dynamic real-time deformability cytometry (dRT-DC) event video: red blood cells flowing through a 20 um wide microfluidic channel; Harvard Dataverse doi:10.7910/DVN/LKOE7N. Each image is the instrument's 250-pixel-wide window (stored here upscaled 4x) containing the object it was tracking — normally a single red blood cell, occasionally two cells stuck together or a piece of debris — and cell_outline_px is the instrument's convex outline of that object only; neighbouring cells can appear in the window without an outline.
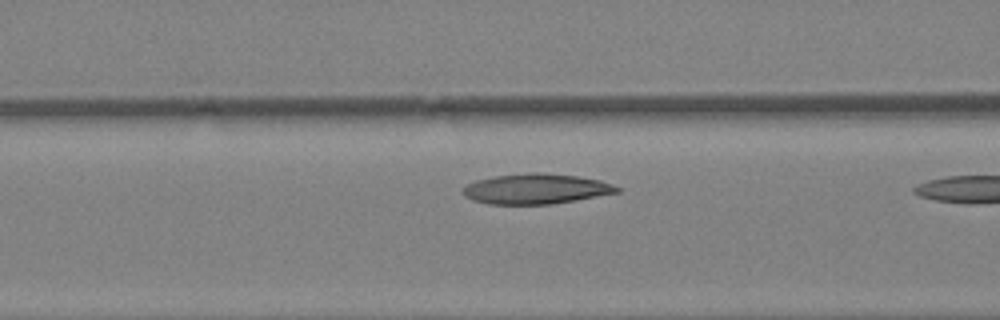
{"species": "Egyptian fruit bat (a non-hibernating species)", "species_latin": "Rousettus aegyptiacus", "temperature_condition": "warm", "stored_images_in_passage": 6, "camera_frame_rate_fps": 3000, "um_per_image_px": 0.085, "animal": {"sex": "female"}, "frame": {"image": 1, "passage_image": 5, "time_ms": 1.333, "image_size_px": [1000, 320], "cell_outline_px": [[620, 192], [576, 200], [552, 204], [488, 204], [472, 200], [464, 196], [460, 192], [468, 184], [476, 180], [496, 176], [532, 172], [540, 172], [576, 176], [600, 180], [612, 184], [620, 188]], "centroid_in_image_um": [45.55, 16.06], "position_along_channel_um": 121.1, "area_um2": 27.11}}